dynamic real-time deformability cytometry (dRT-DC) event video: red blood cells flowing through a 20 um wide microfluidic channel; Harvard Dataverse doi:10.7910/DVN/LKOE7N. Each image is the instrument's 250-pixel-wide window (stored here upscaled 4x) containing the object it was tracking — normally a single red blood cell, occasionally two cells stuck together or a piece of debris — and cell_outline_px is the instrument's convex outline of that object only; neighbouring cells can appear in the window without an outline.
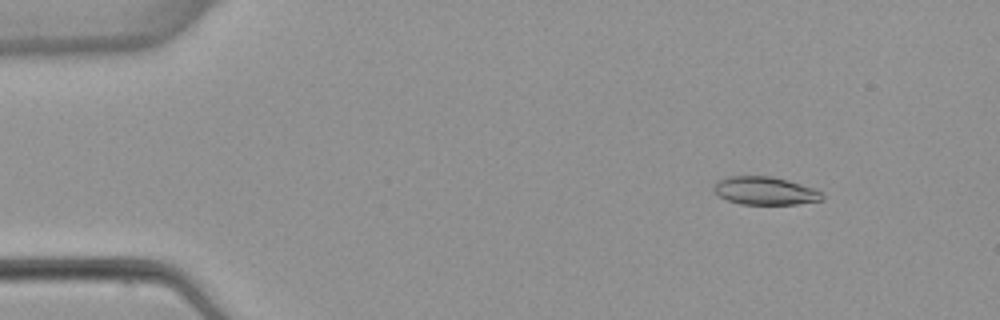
{"species": "common noctule bat (a hibernating species)", "species_latin": "Nyctalus noctula", "temperature_condition": "warm", "stored_images_in_passage": 8, "camera_frame_rate_fps": 3000, "um_per_image_px": 0.085, "animal": {"sex": "female", "body_mass_g": 22.7, "forearm_length_mm": 54.2}, "frame": {"image": 1, "passage_image": 2, "time_ms": 1.333, "image_size_px": [1000, 320], "cell_outline_px": [[824, 200], [796, 204], [740, 204], [728, 200], [720, 196], [716, 192], [716, 180], [728, 176], [772, 176], [788, 180], [824, 192]], "centroid_in_image_um": [65.08, 16.21], "position_along_channel_um": 19.9, "area_um2": 17.63}}
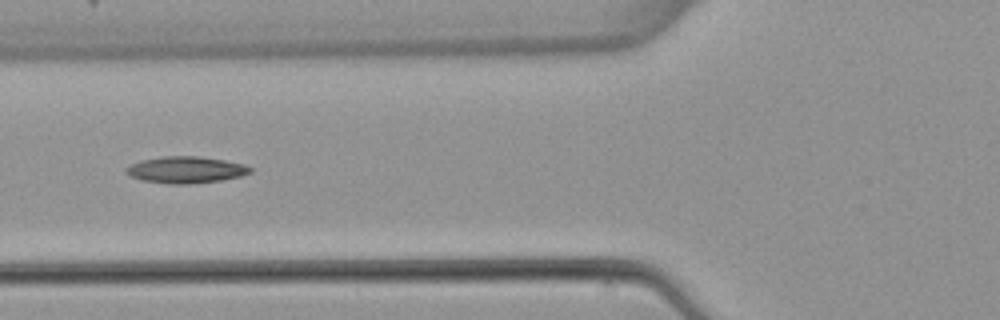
{"frame": {"image": 2, "passage_image": 5, "time_ms": 6.0, "image_size_px": [1000, 320], "cell_outline_px": [[252, 172], [240, 176], [220, 180], [192, 184], [168, 184], [140, 180], [124, 172], [124, 168], [140, 160], [160, 156], [200, 156], [224, 160], [244, 164], [252, 168]], "centroid_in_image_um": [15.77, 14.43], "position_along_channel_um": 110.0, "area_um2": 19.42}}
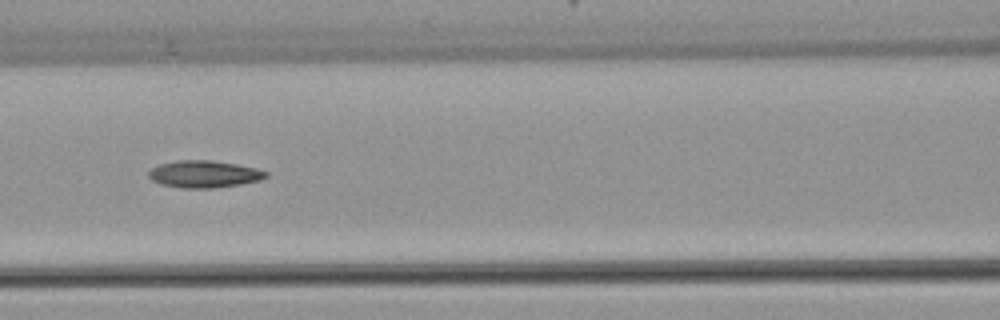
{"frame": {"image": 3, "passage_image": 6, "time_ms": 7.0, "image_size_px": [1000, 320], "cell_outline_px": [[268, 176], [260, 180], [240, 184], [212, 188], [184, 188], [160, 184], [152, 180], [148, 176], [148, 172], [152, 168], [160, 164], [176, 160], [212, 160], [236, 164], [256, 168], [268, 172]], "centroid_in_image_um": [17.34, 14.79], "position_along_channel_um": 149.3, "area_um2": 18.5}}